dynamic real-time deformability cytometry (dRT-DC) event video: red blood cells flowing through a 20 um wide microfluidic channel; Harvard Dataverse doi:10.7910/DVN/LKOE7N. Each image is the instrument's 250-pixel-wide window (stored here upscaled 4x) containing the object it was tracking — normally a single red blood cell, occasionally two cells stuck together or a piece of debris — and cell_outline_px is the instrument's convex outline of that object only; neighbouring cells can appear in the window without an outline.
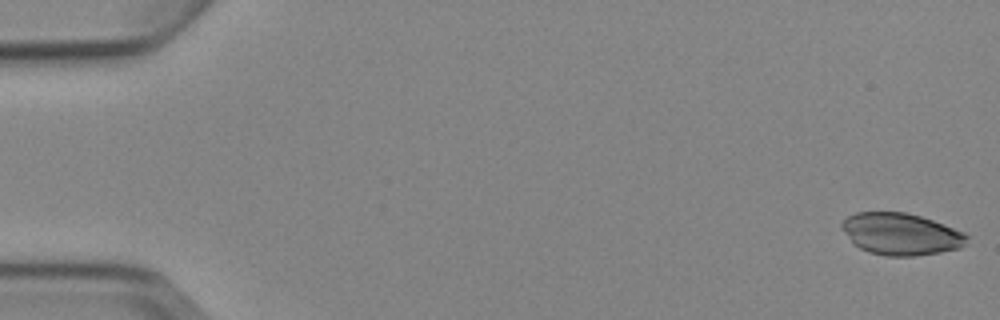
{"species": "Egyptian fruit bat (a non-hibernating species)", "species_latin": "Rousettus aegyptiacus", "temperature_condition": "cold", "stored_images_in_passage": 5, "camera_frame_rate_fps": 3000, "um_per_image_px": 0.085, "animal": {"sex": "female"}, "frame": {"image": 1, "passage_image": 1, "time_ms": 0.0, "image_size_px": [1000, 320], "cell_outline_px": [[968, 236], [964, 244], [960, 248], [940, 252], [912, 256], [884, 256], [868, 252], [860, 248], [844, 232], [840, 224], [848, 216], [856, 212], [904, 212], [920, 216], [944, 224], [964, 232]], "centroid_in_image_um": [76.58, 19.89], "position_along_channel_um": 8.4, "area_um2": 30.29}}
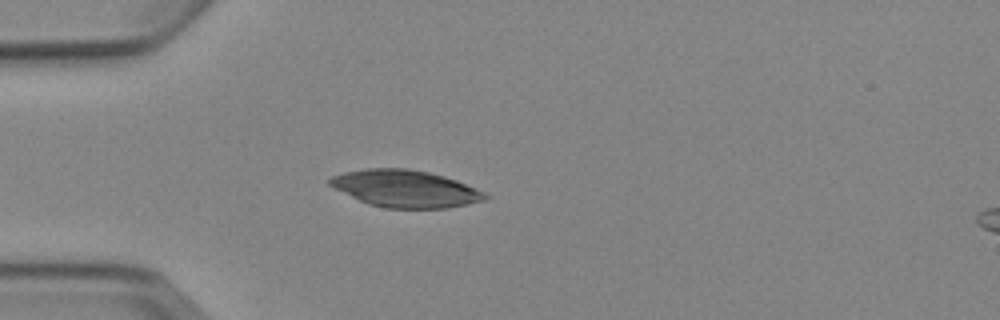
{"frame": {"image": 2, "passage_image": 5, "time_ms": 4.667, "image_size_px": [1000, 320], "cell_outline_px": [[492, 196], [488, 200], [448, 208], [384, 208], [368, 204], [328, 184], [328, 180], [332, 176], [344, 172], [364, 168], [408, 168], [428, 172], [444, 176], [456, 180], [476, 188]], "centroid_in_image_um": [34.51, 16.03], "position_along_channel_um": 50.5, "area_um2": 33.64}}